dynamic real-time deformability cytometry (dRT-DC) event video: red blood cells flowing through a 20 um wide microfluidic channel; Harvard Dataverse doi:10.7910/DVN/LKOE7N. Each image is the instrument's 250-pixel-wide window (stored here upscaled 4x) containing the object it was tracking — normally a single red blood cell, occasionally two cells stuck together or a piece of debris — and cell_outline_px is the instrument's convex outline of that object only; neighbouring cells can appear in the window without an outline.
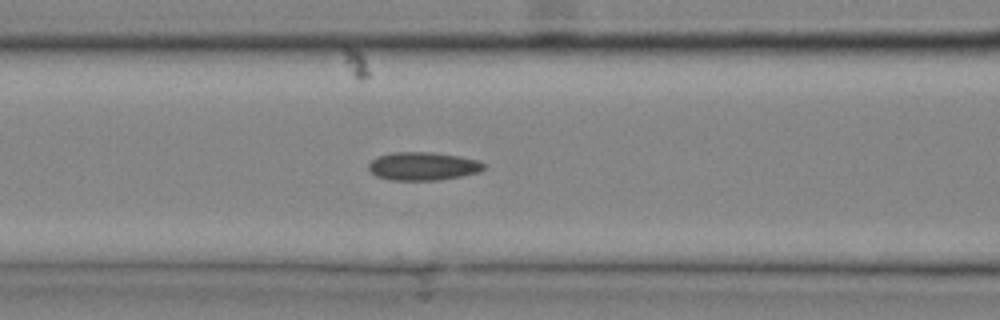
{"species": "common noctule bat (a hibernating species)", "species_latin": "Nyctalus noctula", "temperature_condition": "cold", "stored_images_in_passage": 30, "camera_frame_rate_fps": 3000, "um_per_image_px": 0.085, "animal": {"sex": "male", "body_mass_g": 20.4}, "frame": {"image": 1, "passage_image": 13, "time_ms": 4.0, "image_size_px": [1000, 320], "cell_outline_px": [[484, 168], [480, 172], [460, 176], [436, 180], [392, 180], [376, 176], [368, 168], [368, 164], [376, 156], [392, 152], [432, 152], [460, 156], [480, 160], [484, 164]], "centroid_in_image_um": [35.95, 14.11], "position_along_channel_um": 130.7, "area_um2": 19.02}}